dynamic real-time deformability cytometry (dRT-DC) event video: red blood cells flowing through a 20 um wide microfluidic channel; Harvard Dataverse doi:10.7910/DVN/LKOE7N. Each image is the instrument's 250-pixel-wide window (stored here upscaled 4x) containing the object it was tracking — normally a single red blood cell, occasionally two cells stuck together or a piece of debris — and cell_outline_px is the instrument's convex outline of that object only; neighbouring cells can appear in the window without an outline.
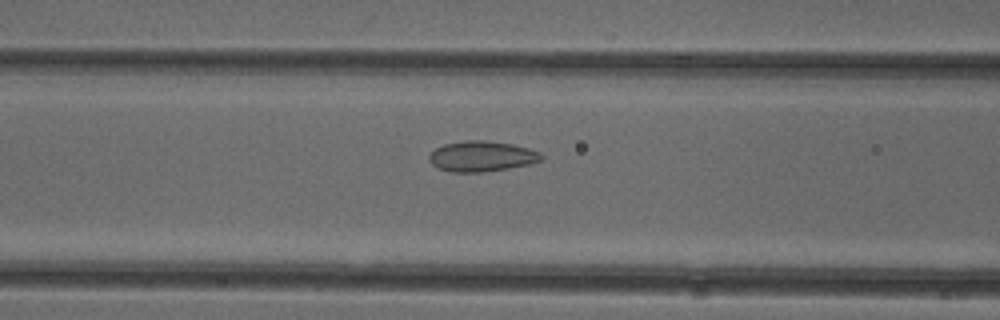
{"species": "common noctule bat (a hibernating species)", "species_latin": "Nyctalus noctula", "temperature_condition": "cold", "stored_images_in_passage": 51, "camera_frame_rate_fps": 3000, "um_per_image_px": 0.085, "animal": {"sex": "female"}, "frame": {"image": 1, "passage_image": 20, "time_ms": 6.333, "image_size_px": [1000, 320], "cell_outline_px": [[544, 156], [540, 160], [532, 164], [508, 168], [480, 172], [452, 172], [436, 168], [428, 160], [428, 156], [436, 148], [444, 144], [464, 140], [484, 140], [512, 144], [528, 148], [540, 152]], "centroid_in_image_um": [40.93, 13.28], "position_along_channel_um": 125.7, "area_um2": 20.0}}
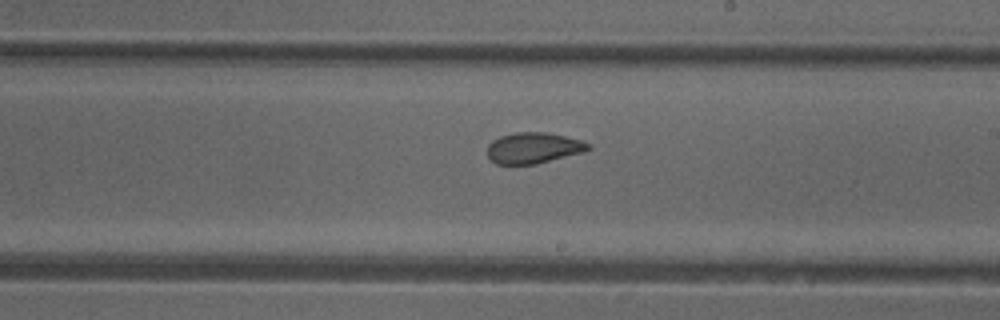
{"frame": {"image": 2, "passage_image": 29, "time_ms": 9.333, "image_size_px": [1000, 320], "cell_outline_px": [[592, 148], [584, 152], [536, 164], [496, 164], [488, 156], [488, 144], [492, 140], [500, 136], [516, 132], [544, 132], [564, 136], [580, 140], [592, 144]], "centroid_in_image_um": [45.36, 12.57], "position_along_channel_um": 243.6, "area_um2": 18.21}}
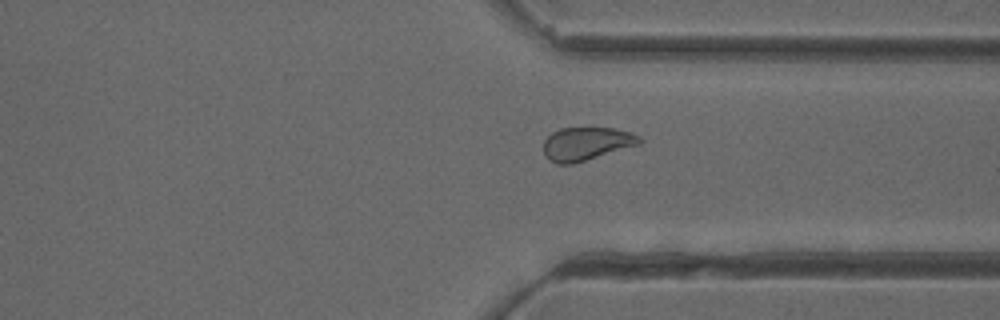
{"frame": {"image": 3, "passage_image": 38, "time_ms": 12.333, "image_size_px": [1000, 320], "cell_outline_px": [[644, 140], [640, 144], [572, 164], [556, 164], [548, 160], [544, 156], [544, 140], [552, 132], [560, 128], [612, 128], [628, 132], [640, 136]], "centroid_in_image_um": [49.81, 12.22], "position_along_channel_um": 361.6, "area_um2": 18.55}, "authors_computed_cell_mechanics": {"area_um2": 20.4612, "velocity_mm_per_s": 3.9399, "shape_relaxation_time_tau1_ms": null, "shape_relaxation_time_tau2_ms": 1.3379, "deformation_change_tau1": null, "deformation_change_tau2": 0.0509}}